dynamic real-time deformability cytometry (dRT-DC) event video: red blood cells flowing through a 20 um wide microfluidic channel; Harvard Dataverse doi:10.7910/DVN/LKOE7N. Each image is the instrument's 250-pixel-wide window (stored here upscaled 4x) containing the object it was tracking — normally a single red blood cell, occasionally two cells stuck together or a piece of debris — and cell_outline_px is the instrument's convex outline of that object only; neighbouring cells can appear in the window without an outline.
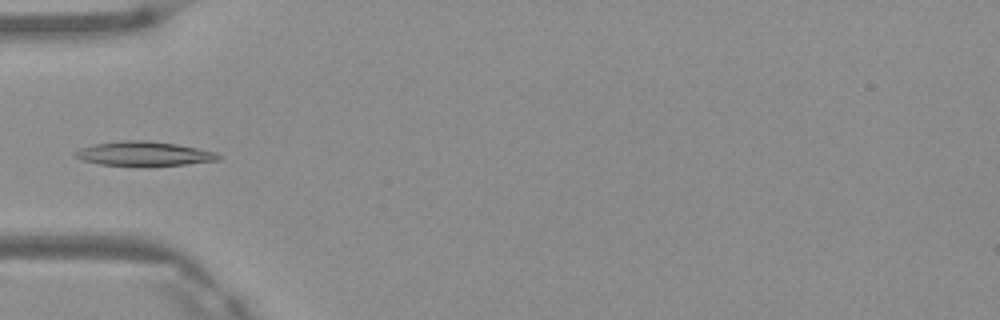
{"species": "Egyptian fruit bat (a non-hibernating species)", "species_latin": "Rousettus aegyptiacus", "temperature_condition": "warm", "stored_images_in_passage": 5, "camera_frame_rate_fps": 3000, "um_per_image_px": 0.085, "frame": {"image": 1, "passage_image": 5, "time_ms": 1.333, "image_size_px": [1000, 320], "cell_outline_px": [[220, 160], [188, 164], [100, 164], [80, 160], [72, 156], [72, 152], [80, 148], [92, 144], [120, 140], [148, 140], [176, 144], [216, 152], [220, 156]], "centroid_in_image_um": [12.16, 13.03], "position_along_channel_um": 72.8, "area_um2": 19.94}}